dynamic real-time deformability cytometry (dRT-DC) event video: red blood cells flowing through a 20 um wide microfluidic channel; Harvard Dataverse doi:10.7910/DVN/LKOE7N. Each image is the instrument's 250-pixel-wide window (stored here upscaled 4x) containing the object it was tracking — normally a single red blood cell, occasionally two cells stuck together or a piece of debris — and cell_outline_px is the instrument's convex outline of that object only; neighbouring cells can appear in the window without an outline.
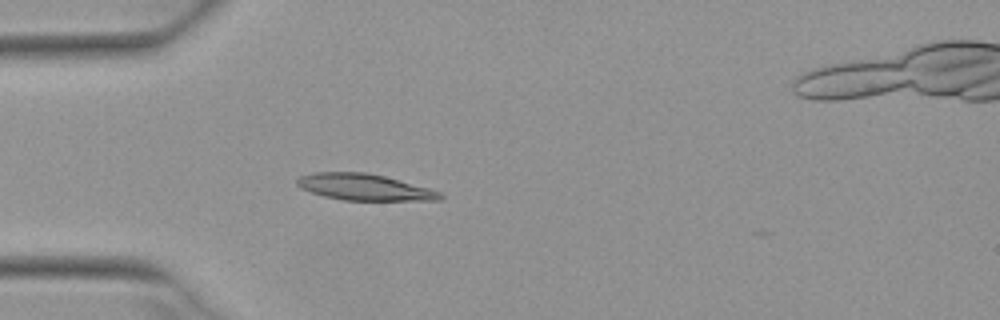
{"species": "Egyptian fruit bat (a non-hibernating species)", "species_latin": "Rousettus aegyptiacus", "temperature_condition": "warm", "stored_images_in_passage": 5, "camera_frame_rate_fps": 3000, "um_per_image_px": 0.085, "animal": {"sex": "female"}, "frame": {"image": 1, "passage_image": 4, "time_ms": 1.0, "image_size_px": [1000, 320], "cell_outline_px": [[444, 196], [440, 200], [344, 200], [324, 196], [300, 188], [296, 184], [296, 180], [300, 176], [312, 172], [368, 172], [384, 176], [428, 188], [440, 192]], "centroid_in_image_um": [30.93, 15.9], "position_along_channel_um": 54.1, "area_um2": 21.85}}